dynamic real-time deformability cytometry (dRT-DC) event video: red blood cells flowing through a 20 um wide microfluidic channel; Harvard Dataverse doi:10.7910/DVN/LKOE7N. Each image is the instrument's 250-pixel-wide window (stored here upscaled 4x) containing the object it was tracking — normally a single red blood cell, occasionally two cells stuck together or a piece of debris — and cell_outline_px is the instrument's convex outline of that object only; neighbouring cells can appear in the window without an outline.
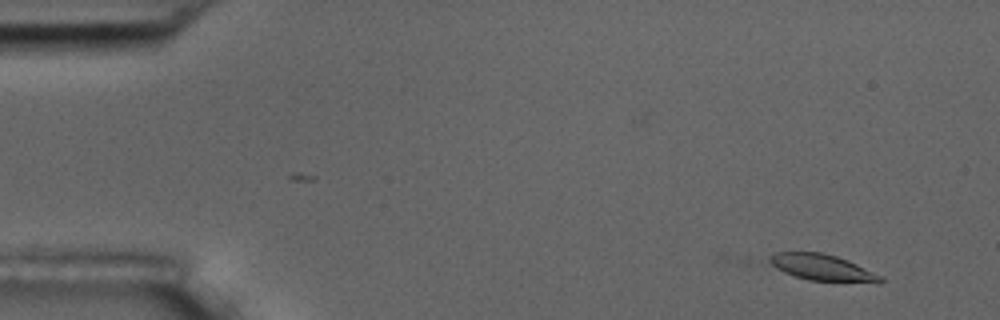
{"species": "common noctule bat (a hibernating species)", "species_latin": "Nyctalus noctula", "temperature_condition": "room temperature", "stored_images_in_passage": 57, "camera_frame_rate_fps": 3000, "um_per_image_px": 0.085, "animal": {"sex": "male", "body_mass_g": 17.5, "forearm_length_mm": 52.3}, "frame": {"image": 1, "passage_image": 5, "time_ms": 1.333, "image_size_px": [1000, 320], "cell_outline_px": [[884, 280], [880, 284], [808, 280], [784, 272], [776, 268], [768, 260], [768, 256], [772, 252], [820, 252], [836, 256], [848, 260], [880, 276]], "centroid_in_image_um": [69.89, 22.75], "position_along_channel_um": 15.1, "area_um2": 17.11}}
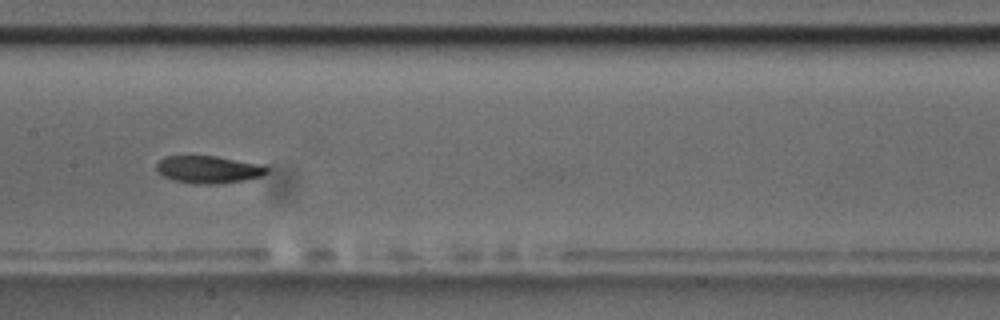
{"frame": {"image": 2, "passage_image": 29, "time_ms": 9.333, "image_size_px": [1000, 320], "cell_outline_px": [[268, 172], [260, 176], [244, 180], [220, 184], [196, 184], [172, 180], [160, 176], [156, 172], [156, 164], [164, 156], [216, 156], [264, 164], [268, 168]], "centroid_in_image_um": [17.69, 14.41], "position_along_channel_um": 189.7, "area_um2": 17.98}}
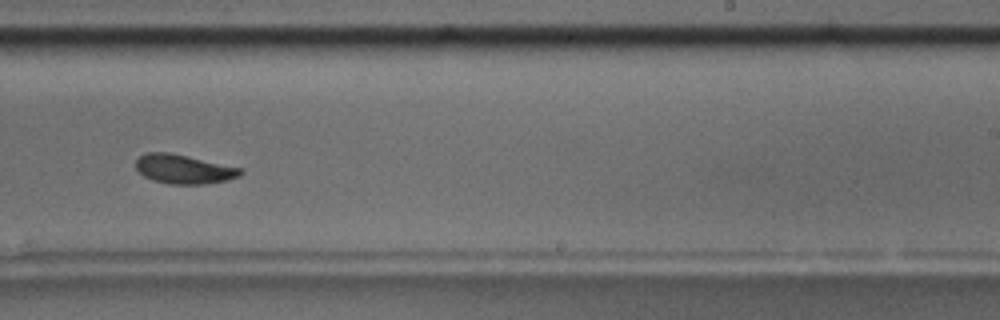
{"frame": {"image": 3, "passage_image": 36, "time_ms": 11.667, "image_size_px": [1000, 320], "cell_outline_px": [[244, 172], [240, 176], [228, 180], [204, 184], [172, 184], [152, 180], [144, 176], [136, 168], [136, 160], [144, 152], [168, 152], [244, 168]], "centroid_in_image_um": [15.66, 14.37], "position_along_channel_um": 273.3, "area_um2": 17.86}, "authors_computed_cell_mechanics": {"area_um2": 18.0914, "velocity_mm_per_s": 3.5967, "shape_relaxation_time_tau1_ms": 2.6278, "shape_relaxation_time_tau2_ms": null, "deformation_change_tau1": 0.1157, "deformation_change_tau2": null}}